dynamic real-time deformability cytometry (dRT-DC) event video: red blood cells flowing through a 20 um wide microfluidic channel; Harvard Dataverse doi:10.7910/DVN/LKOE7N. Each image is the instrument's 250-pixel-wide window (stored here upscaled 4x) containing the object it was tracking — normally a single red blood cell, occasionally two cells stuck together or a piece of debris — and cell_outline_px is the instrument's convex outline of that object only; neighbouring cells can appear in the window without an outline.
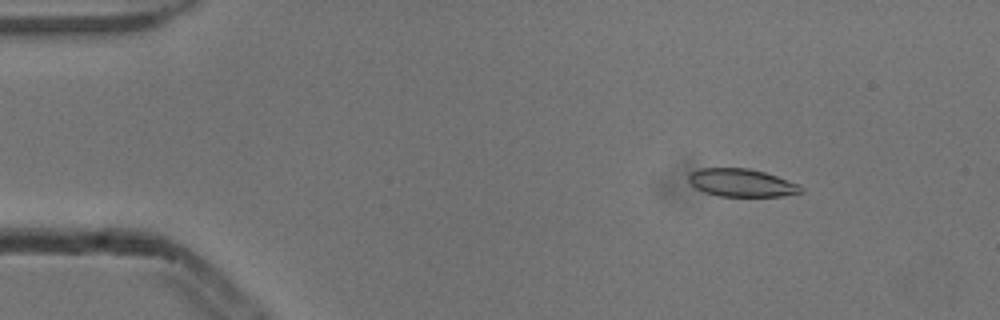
{"species": "common noctule bat (a hibernating species)", "species_latin": "Nyctalus noctula", "temperature_condition": "cold", "stored_images_in_passage": 4, "camera_frame_rate_fps": 3000, "um_per_image_px": 0.085, "animal": {"sex": "male", "body_mass_g": 13.3}, "frame": {"image": 1, "passage_image": 2, "time_ms": 0.333, "image_size_px": [1000, 320], "cell_outline_px": [[804, 192], [784, 196], [720, 196], [704, 192], [696, 188], [688, 180], [688, 176], [692, 172], [700, 168], [748, 168], [764, 172], [800, 184], [804, 188]], "centroid_in_image_um": [63.08, 15.54], "position_along_channel_um": 21.9, "area_um2": 18.26}}